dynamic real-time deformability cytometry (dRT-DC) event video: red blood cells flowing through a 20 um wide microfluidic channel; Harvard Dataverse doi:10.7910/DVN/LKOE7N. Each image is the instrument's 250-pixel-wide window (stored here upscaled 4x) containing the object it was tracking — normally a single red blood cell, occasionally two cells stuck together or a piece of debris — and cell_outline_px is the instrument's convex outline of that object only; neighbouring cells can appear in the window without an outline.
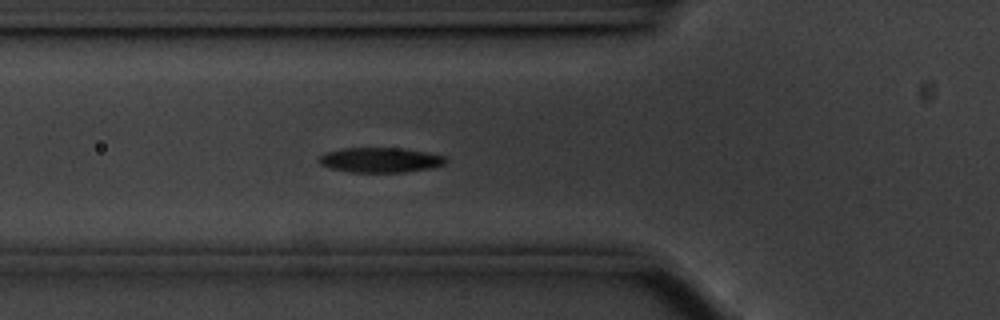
{"species": "common noctule bat (a hibernating species)", "species_latin": "Nyctalus noctula", "temperature_condition": "cold", "stored_images_in_passage": 50, "camera_frame_rate_fps": 3000, "um_per_image_px": 0.085, "animal": {"sex": "male", "body_mass_g": 20.1, "forearm_length_mm": 53.5}, "frame": {"image": 1, "passage_image": 19, "time_ms": 6.0, "image_size_px": [1000, 320], "cell_outline_px": [[448, 160], [444, 164], [432, 168], [404, 172], [348, 172], [332, 168], [320, 164], [320, 156], [324, 152], [340, 148], [404, 148], [444, 156]], "centroid_in_image_um": [32.32, 13.59], "position_along_channel_um": 93.5, "area_um2": 18.38}}
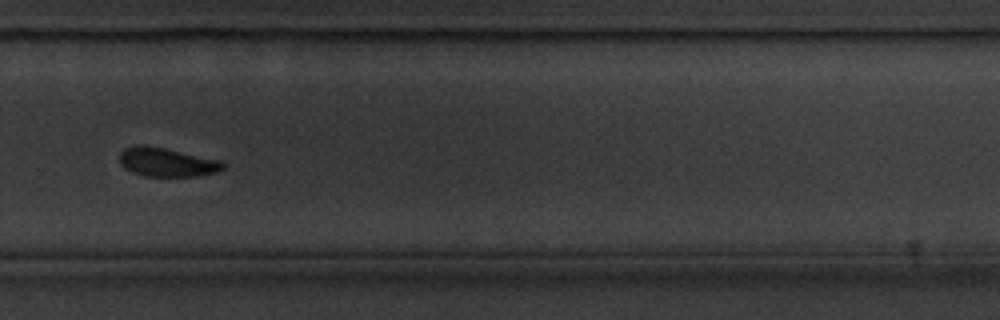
{"frame": {"image": 2, "passage_image": 38, "time_ms": 12.333, "image_size_px": [1000, 320], "cell_outline_px": [[228, 164], [224, 168], [216, 172], [196, 176], [144, 176], [132, 172], [124, 168], [120, 164], [120, 152], [124, 148], [136, 144], [144, 144], [164, 148], [220, 160]], "centroid_in_image_um": [14.16, 13.78], "position_along_channel_um": 315.6, "area_um2": 17.51}}
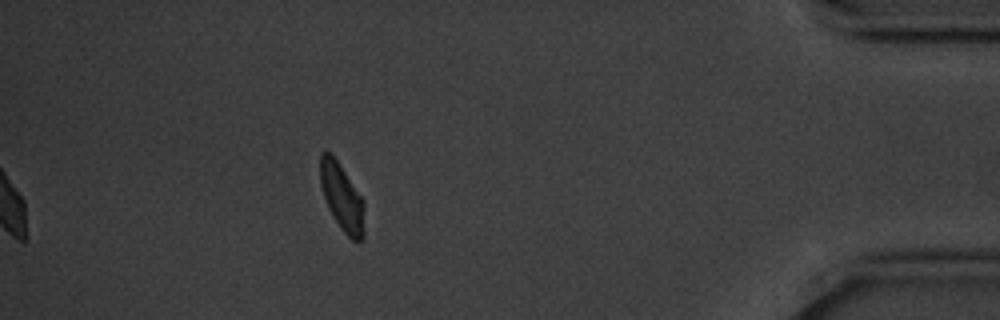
{"frame": {"image": 3, "passage_image": 50, "time_ms": 16.333, "image_size_px": [1000, 320], "cell_outline_px": [[364, 236], [360, 240], [352, 240], [340, 228], [328, 208], [320, 184], [320, 152], [332, 152], [364, 200]], "centroid_in_image_um": [29.06, 16.74], "position_along_channel_um": 406.1, "area_um2": 17.4}, "authors_computed_cell_mechanics": {"area_um2": 18.4382, "velocity_mm_per_s": 3.5092, "shape_relaxation_time_tau1_ms": null, "shape_relaxation_time_tau2_ms": 7.2932, "deformation_change_tau1": null, "deformation_change_tau2": 0.131}}